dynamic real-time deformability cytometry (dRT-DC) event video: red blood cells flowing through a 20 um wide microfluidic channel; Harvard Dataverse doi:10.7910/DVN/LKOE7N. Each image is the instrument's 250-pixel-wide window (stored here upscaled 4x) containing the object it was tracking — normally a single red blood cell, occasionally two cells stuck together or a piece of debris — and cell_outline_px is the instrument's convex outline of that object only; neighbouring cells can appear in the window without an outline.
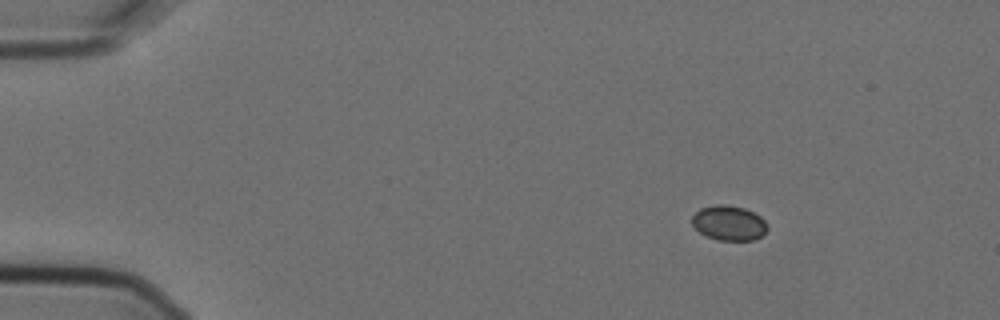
{"species": "Egyptian fruit bat (a non-hibernating species)", "species_latin": "Rousettus aegyptiacus", "temperature_condition": "cold", "stored_images_in_passage": 8, "camera_frame_rate_fps": 3000, "um_per_image_px": 0.085, "animal": {"sex": "female"}, "frame": {"image": 1, "passage_image": 1, "time_ms": 0.0, "image_size_px": [1000, 320], "cell_outline_px": [[768, 228], [756, 240], [716, 240], [700, 232], [692, 224], [692, 216], [700, 208], [716, 204], [724, 204], [744, 208], [760, 216], [768, 224]], "centroid_in_image_um": [61.96, 18.95], "position_along_channel_um": 23.0, "area_um2": 15.26}}
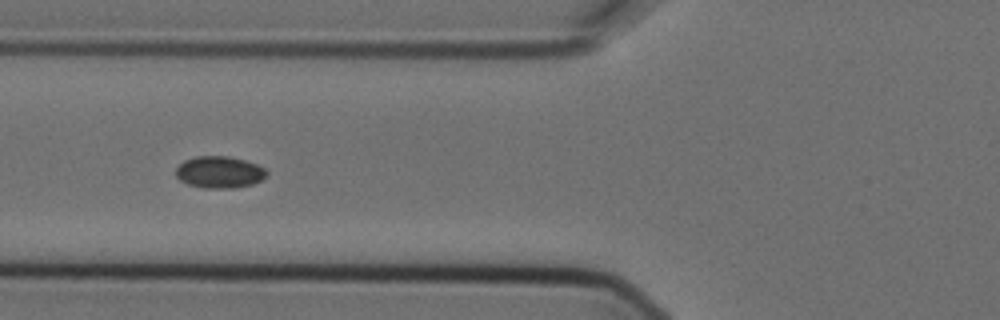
{"frame": {"image": 2, "passage_image": 5, "time_ms": 1.333, "image_size_px": [1000, 320], "cell_outline_px": [[268, 172], [260, 180], [252, 184], [232, 188], [204, 188], [188, 184], [180, 180], [176, 176], [176, 168], [184, 160], [196, 156], [228, 156], [244, 160], [256, 164], [264, 168]], "centroid_in_image_um": [18.62, 14.63], "position_along_channel_um": 107.2, "area_um2": 16.7}}
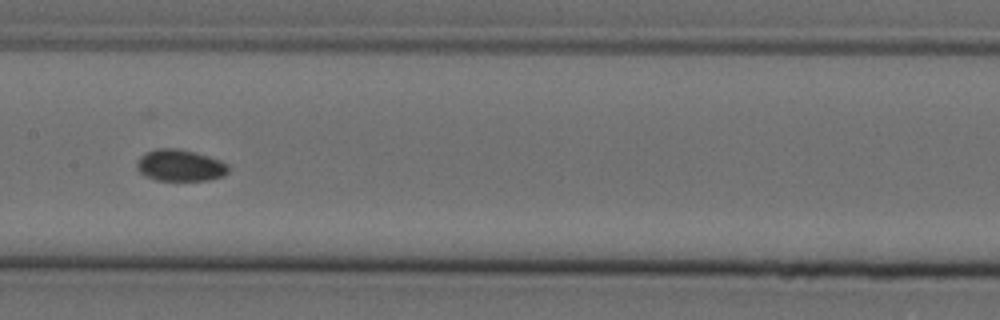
{"frame": {"image": 3, "passage_image": 7, "time_ms": 2.0, "image_size_px": [1000, 320], "cell_outline_px": [[228, 172], [224, 176], [208, 180], [156, 180], [140, 172], [136, 168], [136, 164], [140, 156], [144, 152], [156, 148], [180, 148], [196, 152], [220, 160], [228, 164]], "centroid_in_image_um": [15.3, 14.04], "position_along_channel_um": 192.1, "area_um2": 16.99}}